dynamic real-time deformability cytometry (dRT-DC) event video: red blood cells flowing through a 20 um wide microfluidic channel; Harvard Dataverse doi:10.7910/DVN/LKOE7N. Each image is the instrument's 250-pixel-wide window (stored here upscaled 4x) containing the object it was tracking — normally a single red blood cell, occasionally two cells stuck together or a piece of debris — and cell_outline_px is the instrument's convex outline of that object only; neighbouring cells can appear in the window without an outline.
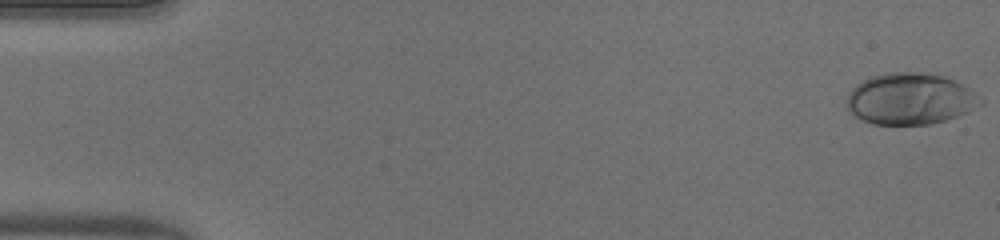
{"species": "human", "species_latin": "Homo sapiens", "temperature_condition": "warm", "stored_images_in_passage": 50, "camera_frame_rate_fps": 3000, "um_per_image_px": 0.085, "donor": {"sex": "male"}, "frame": {"image": 1, "passage_image": 1, "time_ms": 0.0, "image_size_px": [1000, 240], "cell_outline_px": [[980, 104], [968, 112], [932, 124], [872, 124], [856, 116], [848, 108], [848, 92], [856, 84], [872, 76], [888, 72], [936, 72], [956, 80], [964, 84], [972, 92]], "centroid_in_image_um": [77.35, 8.37], "position_along_channel_um": 7.6, "area_um2": 39.82}}
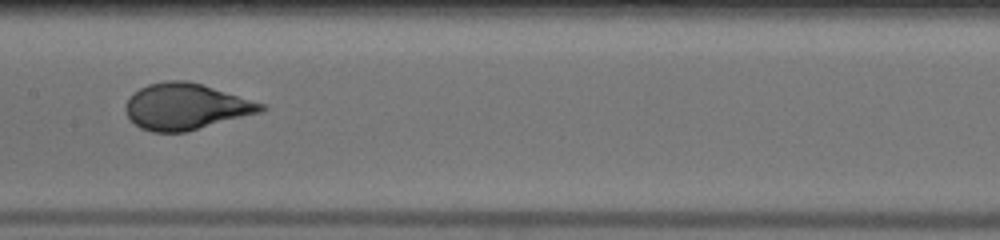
{"frame": {"image": 2, "passage_image": 26, "time_ms": 8.333, "image_size_px": [1000, 240], "cell_outline_px": [[268, 108], [260, 112], [184, 132], [152, 132], [140, 128], [128, 116], [124, 108], [124, 104], [140, 88], [148, 84], [164, 80], [188, 80], [264, 104]], "centroid_in_image_um": [15.76, 9.05], "position_along_channel_um": 191.6, "area_um2": 35.95}}
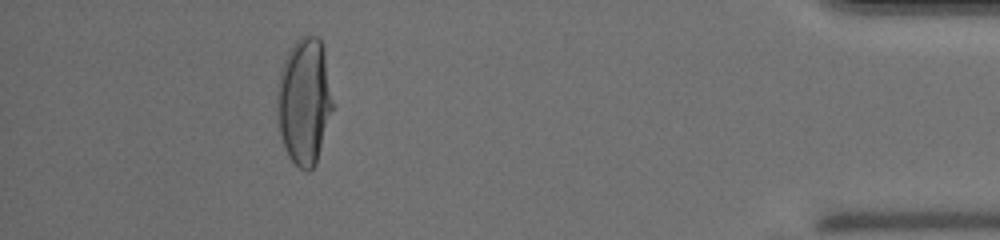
{"frame": {"image": 3, "passage_image": 46, "time_ms": 15.0, "image_size_px": [1000, 240], "cell_outline_px": [[332, 108], [316, 164], [308, 172], [300, 168], [288, 156], [280, 132], [276, 112], [276, 92], [280, 72], [284, 60], [292, 44], [300, 36], [316, 36], [320, 40], [324, 52], [332, 100]], "centroid_in_image_um": [25.83, 8.6], "position_along_channel_um": 409.4, "area_um2": 40.58}, "authors_computed_cell_mechanics": {"area_um2": 37.0498, "velocity_mm_per_s": 4.081, "shape_relaxation_time_tau1_ms": 5.1841, "shape_relaxation_time_tau2_ms": null, "deformation_change_tau1": 0.2463, "deformation_change_tau2": null}}